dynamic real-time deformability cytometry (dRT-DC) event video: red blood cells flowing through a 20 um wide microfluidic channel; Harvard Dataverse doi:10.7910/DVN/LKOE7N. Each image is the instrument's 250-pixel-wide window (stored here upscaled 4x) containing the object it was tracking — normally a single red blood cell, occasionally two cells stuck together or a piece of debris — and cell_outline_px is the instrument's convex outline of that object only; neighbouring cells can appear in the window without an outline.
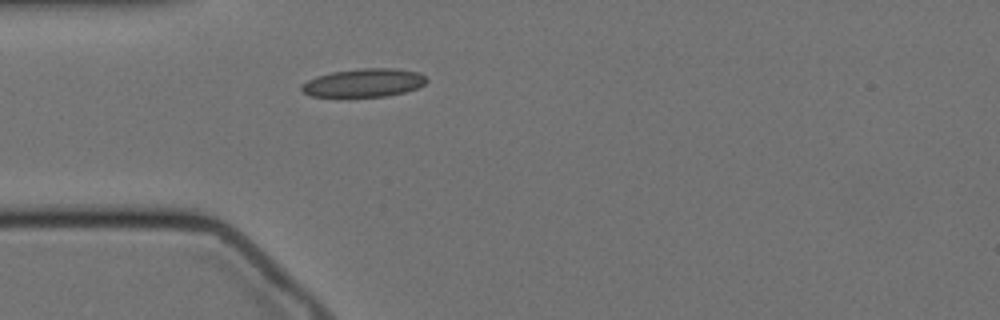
{"species": "Egyptian fruit bat (a non-hibernating species)", "species_latin": "Rousettus aegyptiacus", "temperature_condition": "cold", "stored_images_in_passage": 43, "camera_frame_rate_fps": 3000, "um_per_image_px": 0.085, "animal": {"sex": "female"}, "frame": {"image": 1, "passage_image": 1, "time_ms": 0.0, "image_size_px": [1000, 320], "cell_outline_px": [[428, 80], [420, 88], [388, 96], [348, 100], [336, 100], [308, 96], [300, 88], [300, 84], [316, 76], [332, 72], [364, 68], [396, 68], [420, 72]], "centroid_in_image_um": [30.86, 7.11], "position_along_channel_um": 54.1, "area_um2": 22.02}}
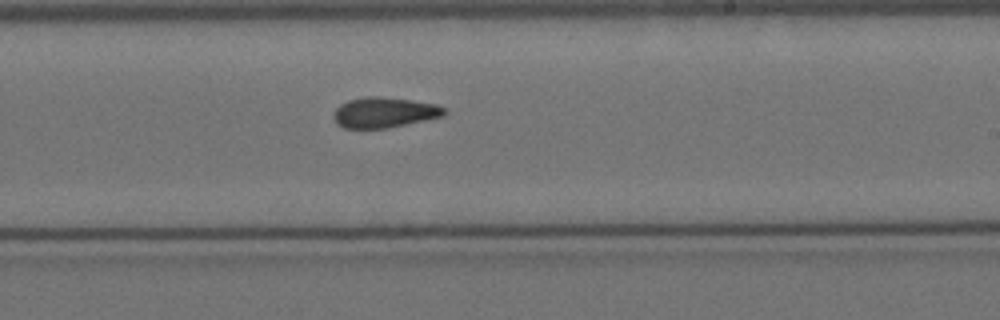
{"frame": {"image": 2, "passage_image": 19, "time_ms": 6.0, "image_size_px": [1000, 320], "cell_outline_px": [[448, 112], [444, 116], [384, 128], [344, 128], [336, 124], [332, 116], [336, 108], [340, 104], [348, 100], [368, 96], [376, 96], [408, 100], [436, 104], [444, 108]], "centroid_in_image_um": [32.62, 9.56], "position_along_channel_um": 256.4, "area_um2": 19.42}}
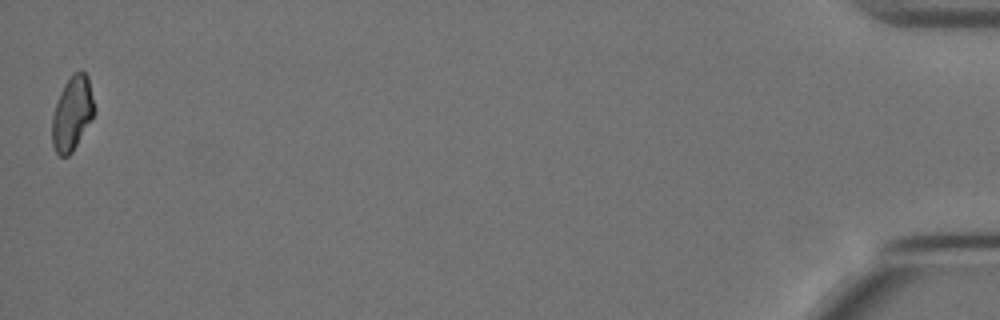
{"frame": {"image": 3, "passage_image": 43, "time_ms": 14.0, "image_size_px": [1000, 320], "cell_outline_px": [[96, 112], [72, 152], [68, 156], [60, 156], [56, 152], [52, 144], [52, 116], [60, 92], [64, 84], [80, 68], [88, 76], [96, 108]], "centroid_in_image_um": [6.16, 9.63], "position_along_channel_um": 429.0, "area_um2": 18.26}, "authors_computed_cell_mechanics": {"area_um2": 19.3052, "velocity_mm_per_s": 3.4211, "shape_relaxation_time_tau1_ms": null, "shape_relaxation_time_tau2_ms": 3.4234, "deformation_change_tau1": null, "deformation_change_tau2": 0.1056}}